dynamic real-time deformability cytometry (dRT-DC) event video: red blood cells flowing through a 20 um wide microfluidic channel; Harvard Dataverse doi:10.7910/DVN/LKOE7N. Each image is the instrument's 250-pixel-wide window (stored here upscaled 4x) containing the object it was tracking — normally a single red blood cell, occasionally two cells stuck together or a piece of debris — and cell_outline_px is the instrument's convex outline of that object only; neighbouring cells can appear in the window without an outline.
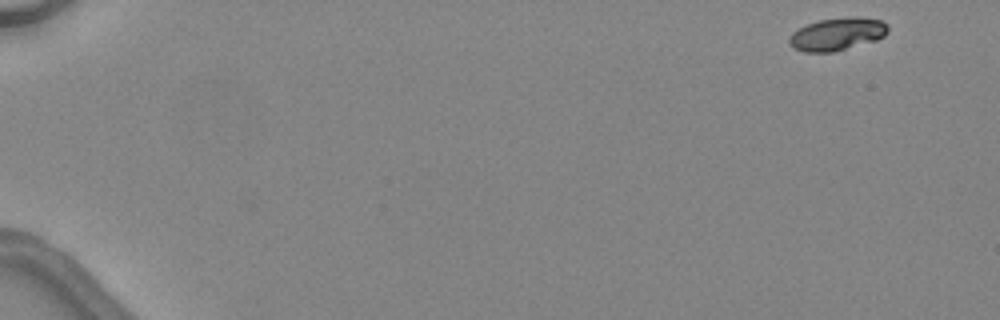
{"species": "common noctule bat (a hibernating species)", "species_latin": "Nyctalus noctula", "temperature_condition": "warm", "stored_images_in_passage": 5, "camera_frame_rate_fps": 3000, "um_per_image_px": 0.085, "animal": {"sex": "female", "body_mass_g": 24.6, "forearm_length_mm": 56.2}, "frame": {"image": 1, "passage_image": 1, "time_ms": 0.0, "image_size_px": [1000, 320], "cell_outline_px": [[888, 32], [884, 36], [876, 40], [832, 52], [804, 52], [792, 48], [788, 44], [788, 40], [792, 32], [804, 24], [820, 20], [852, 16], [860, 16], [880, 20], [888, 24]], "centroid_in_image_um": [71.13, 2.89], "position_along_channel_um": 13.9, "area_um2": 19.02}}
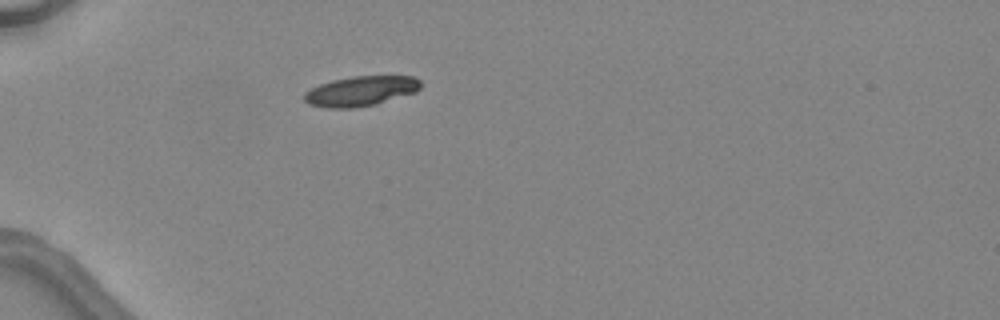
{"frame": {"image": 2, "passage_image": 4, "time_ms": 4.333, "image_size_px": [1000, 320], "cell_outline_px": [[420, 88], [416, 92], [376, 104], [352, 108], [328, 108], [308, 104], [304, 100], [304, 92], [320, 84], [332, 80], [352, 76], [412, 76], [420, 80]], "centroid_in_image_um": [30.65, 7.74], "position_along_channel_um": 54.3, "area_um2": 20.29}}